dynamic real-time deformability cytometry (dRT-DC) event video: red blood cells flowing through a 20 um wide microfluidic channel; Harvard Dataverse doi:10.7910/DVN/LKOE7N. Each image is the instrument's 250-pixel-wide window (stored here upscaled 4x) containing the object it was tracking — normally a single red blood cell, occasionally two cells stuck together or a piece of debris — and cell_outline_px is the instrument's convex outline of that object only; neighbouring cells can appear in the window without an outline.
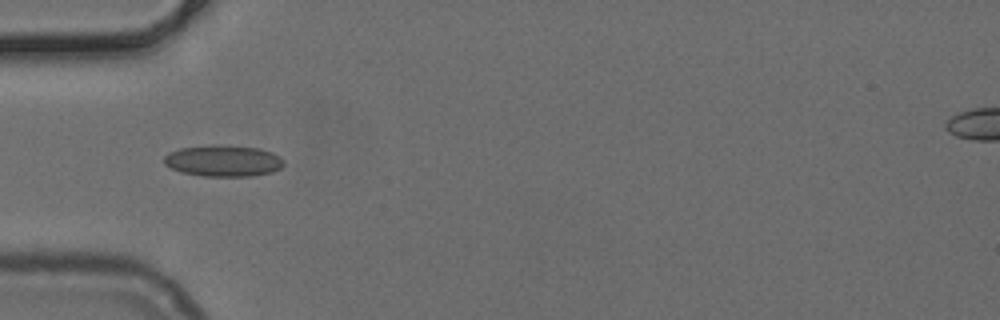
{"species": "common noctule bat (a hibernating species)", "species_latin": "Nyctalus noctula", "temperature_condition": "cold", "stored_images_in_passage": 36, "camera_frame_rate_fps": 3000, "um_per_image_px": 0.085, "animal": {"sex": "female", "body_mass_g": 24.6, "forearm_length_mm": 56.2}, "frame": {"image": 1, "passage_image": 1, "time_ms": 0.0, "image_size_px": [1000, 320], "cell_outline_px": [[284, 164], [280, 168], [272, 172], [252, 176], [204, 176], [180, 172], [164, 164], [164, 156], [168, 152], [180, 148], [212, 144], [216, 144], [256, 148], [272, 152], [280, 156], [284, 160]], "centroid_in_image_um": [18.97, 13.66], "position_along_channel_um": 66.0, "area_um2": 22.02}}
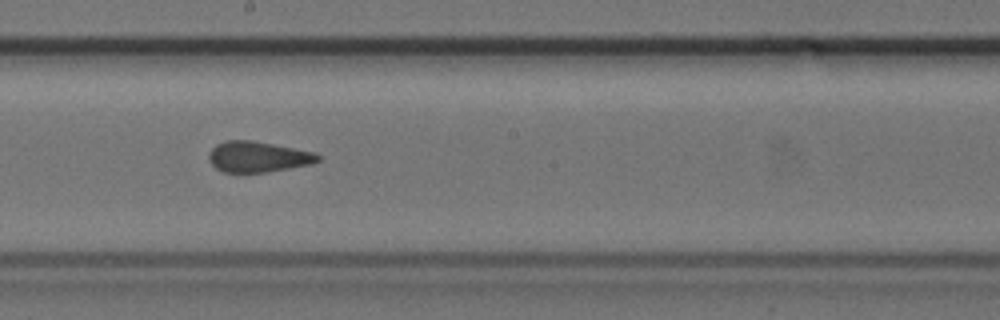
{"frame": {"image": 2, "passage_image": 13, "time_ms": 4.0, "image_size_px": [1000, 320], "cell_outline_px": [[320, 160], [312, 164], [264, 172], [224, 172], [216, 168], [208, 160], [208, 152], [216, 144], [224, 140], [252, 140], [312, 152], [320, 156]], "centroid_in_image_um": [21.87, 13.32], "position_along_channel_um": 226.3, "area_um2": 19.36}}
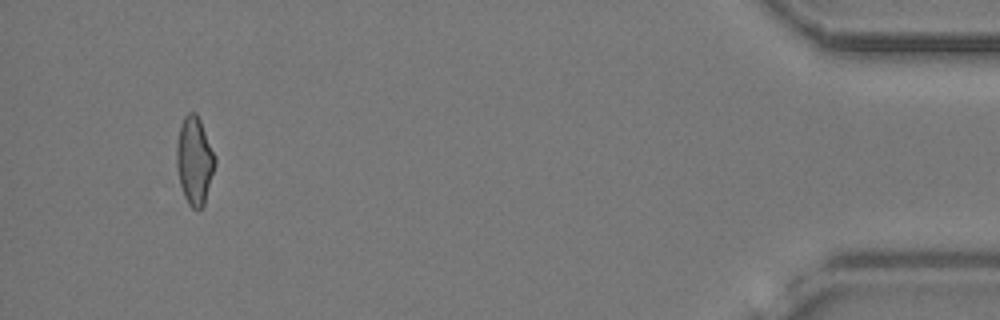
{"frame": {"image": 3, "passage_image": 33, "time_ms": 10.667, "image_size_px": [1000, 320], "cell_outline_px": [[216, 164], [204, 204], [200, 208], [192, 208], [188, 204], [184, 196], [180, 184], [176, 164], [176, 148], [180, 124], [184, 116], [188, 112], [196, 112], [200, 120], [216, 156]], "centroid_in_image_um": [16.53, 13.63], "position_along_channel_um": 418.7, "area_um2": 19.71}}